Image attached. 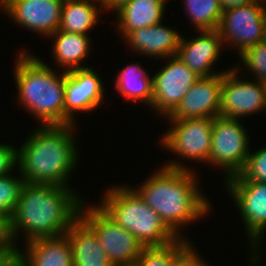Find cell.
I'll return each instance as SVG.
<instances>
[{"label":"cell","instance_id":"obj_22","mask_svg":"<svg viewBox=\"0 0 266 266\" xmlns=\"http://www.w3.org/2000/svg\"><path fill=\"white\" fill-rule=\"evenodd\" d=\"M140 62L127 64L115 76L114 86L122 98L130 102L143 103L151 108L153 100V76ZM148 71V72H147ZM150 106V107H149Z\"/></svg>","mask_w":266,"mask_h":266},{"label":"cell","instance_id":"obj_32","mask_svg":"<svg viewBox=\"0 0 266 266\" xmlns=\"http://www.w3.org/2000/svg\"><path fill=\"white\" fill-rule=\"evenodd\" d=\"M255 1L257 0H219V4L224 12L236 7L249 5Z\"/></svg>","mask_w":266,"mask_h":266},{"label":"cell","instance_id":"obj_1","mask_svg":"<svg viewBox=\"0 0 266 266\" xmlns=\"http://www.w3.org/2000/svg\"><path fill=\"white\" fill-rule=\"evenodd\" d=\"M74 190L67 186L23 185L15 212L9 218L11 237L17 249L20 248L18 237L24 236L27 243L38 238L58 237L69 230L85 200Z\"/></svg>","mask_w":266,"mask_h":266},{"label":"cell","instance_id":"obj_9","mask_svg":"<svg viewBox=\"0 0 266 266\" xmlns=\"http://www.w3.org/2000/svg\"><path fill=\"white\" fill-rule=\"evenodd\" d=\"M84 200L79 217L95 232L113 266H133L143 245L129 231L113 221L97 204Z\"/></svg>","mask_w":266,"mask_h":266},{"label":"cell","instance_id":"obj_27","mask_svg":"<svg viewBox=\"0 0 266 266\" xmlns=\"http://www.w3.org/2000/svg\"><path fill=\"white\" fill-rule=\"evenodd\" d=\"M15 173L0 176V211L9 218L15 212L20 192L25 184L19 170Z\"/></svg>","mask_w":266,"mask_h":266},{"label":"cell","instance_id":"obj_37","mask_svg":"<svg viewBox=\"0 0 266 266\" xmlns=\"http://www.w3.org/2000/svg\"><path fill=\"white\" fill-rule=\"evenodd\" d=\"M265 105H266V84H265Z\"/></svg>","mask_w":266,"mask_h":266},{"label":"cell","instance_id":"obj_6","mask_svg":"<svg viewBox=\"0 0 266 266\" xmlns=\"http://www.w3.org/2000/svg\"><path fill=\"white\" fill-rule=\"evenodd\" d=\"M224 183V184H223ZM222 183L226 194L234 201L243 221L249 242V266H259L266 232V183L247 180L241 173ZM263 236V237H262ZM263 239V240H262ZM261 247V248H260Z\"/></svg>","mask_w":266,"mask_h":266},{"label":"cell","instance_id":"obj_14","mask_svg":"<svg viewBox=\"0 0 266 266\" xmlns=\"http://www.w3.org/2000/svg\"><path fill=\"white\" fill-rule=\"evenodd\" d=\"M194 32H197L196 37L192 35L193 37L188 38L184 34L181 36L176 56L200 77H210L227 72L229 68L215 71L217 69L215 66L220 61L219 57L226 49L218 30Z\"/></svg>","mask_w":266,"mask_h":266},{"label":"cell","instance_id":"obj_33","mask_svg":"<svg viewBox=\"0 0 266 266\" xmlns=\"http://www.w3.org/2000/svg\"><path fill=\"white\" fill-rule=\"evenodd\" d=\"M17 250L0 249V266H12L15 263Z\"/></svg>","mask_w":266,"mask_h":266},{"label":"cell","instance_id":"obj_3","mask_svg":"<svg viewBox=\"0 0 266 266\" xmlns=\"http://www.w3.org/2000/svg\"><path fill=\"white\" fill-rule=\"evenodd\" d=\"M76 125H38L30 131L17 147V169L25 183L71 186L80 161Z\"/></svg>","mask_w":266,"mask_h":266},{"label":"cell","instance_id":"obj_16","mask_svg":"<svg viewBox=\"0 0 266 266\" xmlns=\"http://www.w3.org/2000/svg\"><path fill=\"white\" fill-rule=\"evenodd\" d=\"M222 73L199 78L166 120L220 116Z\"/></svg>","mask_w":266,"mask_h":266},{"label":"cell","instance_id":"obj_10","mask_svg":"<svg viewBox=\"0 0 266 266\" xmlns=\"http://www.w3.org/2000/svg\"><path fill=\"white\" fill-rule=\"evenodd\" d=\"M245 73L239 74L234 66L222 73L220 116L241 120L266 112L265 84Z\"/></svg>","mask_w":266,"mask_h":266},{"label":"cell","instance_id":"obj_24","mask_svg":"<svg viewBox=\"0 0 266 266\" xmlns=\"http://www.w3.org/2000/svg\"><path fill=\"white\" fill-rule=\"evenodd\" d=\"M185 14L195 31L218 29L223 10L219 0H182Z\"/></svg>","mask_w":266,"mask_h":266},{"label":"cell","instance_id":"obj_25","mask_svg":"<svg viewBox=\"0 0 266 266\" xmlns=\"http://www.w3.org/2000/svg\"><path fill=\"white\" fill-rule=\"evenodd\" d=\"M191 240L178 237L164 246L143 247L133 266H175L178 255Z\"/></svg>","mask_w":266,"mask_h":266},{"label":"cell","instance_id":"obj_5","mask_svg":"<svg viewBox=\"0 0 266 266\" xmlns=\"http://www.w3.org/2000/svg\"><path fill=\"white\" fill-rule=\"evenodd\" d=\"M108 186L98 206L144 247L164 246L178 238L129 184Z\"/></svg>","mask_w":266,"mask_h":266},{"label":"cell","instance_id":"obj_36","mask_svg":"<svg viewBox=\"0 0 266 266\" xmlns=\"http://www.w3.org/2000/svg\"><path fill=\"white\" fill-rule=\"evenodd\" d=\"M262 41L264 43H266V11H265V15H264V26H263V37H262Z\"/></svg>","mask_w":266,"mask_h":266},{"label":"cell","instance_id":"obj_8","mask_svg":"<svg viewBox=\"0 0 266 266\" xmlns=\"http://www.w3.org/2000/svg\"><path fill=\"white\" fill-rule=\"evenodd\" d=\"M242 122L223 116L213 118L209 166L222 169L224 180L242 172L252 147Z\"/></svg>","mask_w":266,"mask_h":266},{"label":"cell","instance_id":"obj_11","mask_svg":"<svg viewBox=\"0 0 266 266\" xmlns=\"http://www.w3.org/2000/svg\"><path fill=\"white\" fill-rule=\"evenodd\" d=\"M266 0L224 11L218 32L225 47L238 55L262 41Z\"/></svg>","mask_w":266,"mask_h":266},{"label":"cell","instance_id":"obj_18","mask_svg":"<svg viewBox=\"0 0 266 266\" xmlns=\"http://www.w3.org/2000/svg\"><path fill=\"white\" fill-rule=\"evenodd\" d=\"M24 248L17 249L15 263L18 266H73L72 250L66 234L38 238L24 243Z\"/></svg>","mask_w":266,"mask_h":266},{"label":"cell","instance_id":"obj_30","mask_svg":"<svg viewBox=\"0 0 266 266\" xmlns=\"http://www.w3.org/2000/svg\"><path fill=\"white\" fill-rule=\"evenodd\" d=\"M190 243L177 257L175 266H211L196 249V244Z\"/></svg>","mask_w":266,"mask_h":266},{"label":"cell","instance_id":"obj_2","mask_svg":"<svg viewBox=\"0 0 266 266\" xmlns=\"http://www.w3.org/2000/svg\"><path fill=\"white\" fill-rule=\"evenodd\" d=\"M196 172L162 165L140 185L131 186L180 238L189 239L183 232L185 225L202 220L215 207L200 188Z\"/></svg>","mask_w":266,"mask_h":266},{"label":"cell","instance_id":"obj_17","mask_svg":"<svg viewBox=\"0 0 266 266\" xmlns=\"http://www.w3.org/2000/svg\"><path fill=\"white\" fill-rule=\"evenodd\" d=\"M163 24L164 21L133 30L123 38L133 55L154 58V60L177 55L181 32Z\"/></svg>","mask_w":266,"mask_h":266},{"label":"cell","instance_id":"obj_4","mask_svg":"<svg viewBox=\"0 0 266 266\" xmlns=\"http://www.w3.org/2000/svg\"><path fill=\"white\" fill-rule=\"evenodd\" d=\"M14 59L16 100L41 126L64 125L65 71L21 49Z\"/></svg>","mask_w":266,"mask_h":266},{"label":"cell","instance_id":"obj_20","mask_svg":"<svg viewBox=\"0 0 266 266\" xmlns=\"http://www.w3.org/2000/svg\"><path fill=\"white\" fill-rule=\"evenodd\" d=\"M90 35L69 33L59 29L49 35L47 39L52 40L53 46L50 50L55 65L58 68L62 67L65 72L89 68L88 64L84 65V60H88L87 57L93 51V40Z\"/></svg>","mask_w":266,"mask_h":266},{"label":"cell","instance_id":"obj_28","mask_svg":"<svg viewBox=\"0 0 266 266\" xmlns=\"http://www.w3.org/2000/svg\"><path fill=\"white\" fill-rule=\"evenodd\" d=\"M241 174L247 180L266 183V146L250 151L246 165Z\"/></svg>","mask_w":266,"mask_h":266},{"label":"cell","instance_id":"obj_13","mask_svg":"<svg viewBox=\"0 0 266 266\" xmlns=\"http://www.w3.org/2000/svg\"><path fill=\"white\" fill-rule=\"evenodd\" d=\"M102 79L93 67L65 73L64 125L77 124V113L93 112L105 103Z\"/></svg>","mask_w":266,"mask_h":266},{"label":"cell","instance_id":"obj_23","mask_svg":"<svg viewBox=\"0 0 266 266\" xmlns=\"http://www.w3.org/2000/svg\"><path fill=\"white\" fill-rule=\"evenodd\" d=\"M102 13L105 12L100 0H64L59 30L88 35L97 26Z\"/></svg>","mask_w":266,"mask_h":266},{"label":"cell","instance_id":"obj_19","mask_svg":"<svg viewBox=\"0 0 266 266\" xmlns=\"http://www.w3.org/2000/svg\"><path fill=\"white\" fill-rule=\"evenodd\" d=\"M168 0H130L114 12V29L121 40L131 31L164 21ZM116 26V27H115ZM121 34V35H120Z\"/></svg>","mask_w":266,"mask_h":266},{"label":"cell","instance_id":"obj_12","mask_svg":"<svg viewBox=\"0 0 266 266\" xmlns=\"http://www.w3.org/2000/svg\"><path fill=\"white\" fill-rule=\"evenodd\" d=\"M166 64L153 76V100L150 110L168 117L179 105L191 86L201 78L177 56L163 59Z\"/></svg>","mask_w":266,"mask_h":266},{"label":"cell","instance_id":"obj_26","mask_svg":"<svg viewBox=\"0 0 266 266\" xmlns=\"http://www.w3.org/2000/svg\"><path fill=\"white\" fill-rule=\"evenodd\" d=\"M238 58L240 59L239 63H241L240 67L232 63L236 70H241L238 72L242 73L244 69L243 72L248 71V74L252 75L250 79L266 84V43L258 42L244 51Z\"/></svg>","mask_w":266,"mask_h":266},{"label":"cell","instance_id":"obj_21","mask_svg":"<svg viewBox=\"0 0 266 266\" xmlns=\"http://www.w3.org/2000/svg\"><path fill=\"white\" fill-rule=\"evenodd\" d=\"M65 234L69 238L73 266H113L95 232L80 217Z\"/></svg>","mask_w":266,"mask_h":266},{"label":"cell","instance_id":"obj_31","mask_svg":"<svg viewBox=\"0 0 266 266\" xmlns=\"http://www.w3.org/2000/svg\"><path fill=\"white\" fill-rule=\"evenodd\" d=\"M0 249L17 250L10 233V222L3 212L0 211Z\"/></svg>","mask_w":266,"mask_h":266},{"label":"cell","instance_id":"obj_29","mask_svg":"<svg viewBox=\"0 0 266 266\" xmlns=\"http://www.w3.org/2000/svg\"><path fill=\"white\" fill-rule=\"evenodd\" d=\"M9 143H0V176L17 169V147Z\"/></svg>","mask_w":266,"mask_h":266},{"label":"cell","instance_id":"obj_7","mask_svg":"<svg viewBox=\"0 0 266 266\" xmlns=\"http://www.w3.org/2000/svg\"><path fill=\"white\" fill-rule=\"evenodd\" d=\"M169 129L162 132L160 146L165 151L176 155L170 161H166L164 166L174 169L194 170V167L187 166L183 159L197 161L209 166V155L212 142V118H197L183 120H166ZM169 121V122H168ZM179 156V157H178ZM183 158V159H182ZM179 159V161H178ZM186 165H185V164Z\"/></svg>","mask_w":266,"mask_h":266},{"label":"cell","instance_id":"obj_15","mask_svg":"<svg viewBox=\"0 0 266 266\" xmlns=\"http://www.w3.org/2000/svg\"><path fill=\"white\" fill-rule=\"evenodd\" d=\"M64 0H7L6 15L21 28L48 37L60 26Z\"/></svg>","mask_w":266,"mask_h":266},{"label":"cell","instance_id":"obj_35","mask_svg":"<svg viewBox=\"0 0 266 266\" xmlns=\"http://www.w3.org/2000/svg\"><path fill=\"white\" fill-rule=\"evenodd\" d=\"M7 0H0V13L6 15Z\"/></svg>","mask_w":266,"mask_h":266},{"label":"cell","instance_id":"obj_34","mask_svg":"<svg viewBox=\"0 0 266 266\" xmlns=\"http://www.w3.org/2000/svg\"><path fill=\"white\" fill-rule=\"evenodd\" d=\"M130 0H100L103 11L107 12L111 10V14L118 10L122 5Z\"/></svg>","mask_w":266,"mask_h":266}]
</instances>
